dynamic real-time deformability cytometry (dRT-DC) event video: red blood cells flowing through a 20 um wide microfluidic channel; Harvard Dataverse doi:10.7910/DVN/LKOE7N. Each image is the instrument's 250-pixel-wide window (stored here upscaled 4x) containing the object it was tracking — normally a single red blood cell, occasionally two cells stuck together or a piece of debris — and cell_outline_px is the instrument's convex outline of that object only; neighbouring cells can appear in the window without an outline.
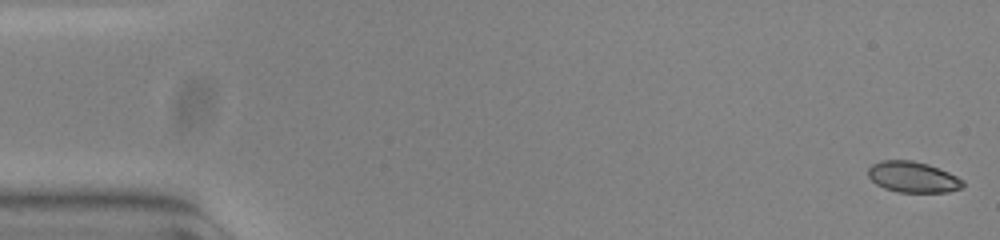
{"species": "common noctule bat (a hibernating species)", "species_latin": "Nyctalus noctula", "temperature_condition": "warm", "stored_images_in_passage": 55, "camera_frame_rate_fps": 3000, "um_per_image_px": 0.085, "animal": {"sex": "female", "body_mass_g": 23.0, "forearm_length_mm": 53.4}, "frame": {"image": 1, "passage_image": 1, "time_ms": 0.0, "image_size_px": [1000, 240], "cell_outline_px": [[964, 188], [948, 192], [896, 192], [884, 188], [876, 184], [868, 176], [868, 168], [872, 164], [880, 160], [912, 160], [928, 164], [948, 172], [964, 180]], "centroid_in_image_um": [77.6, 15.05], "position_along_channel_um": 7.4, "area_um2": 17.22}}
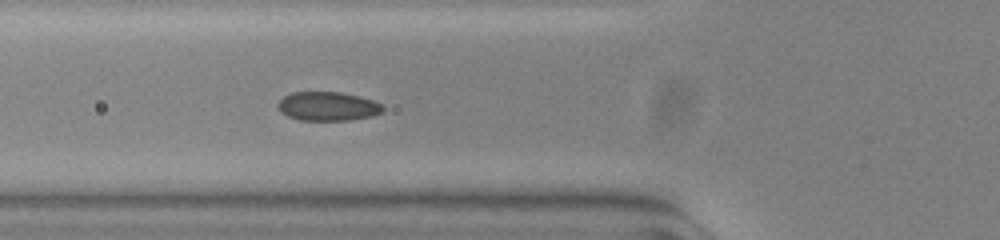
{"frame": {"image": 2, "passage_image": 20, "time_ms": 6.333, "image_size_px": [1000, 240], "cell_outline_px": [[384, 112], [372, 116], [348, 120], [300, 120], [288, 116], [280, 112], [276, 104], [284, 96], [292, 92], [340, 92], [360, 96], [384, 104]], "centroid_in_image_um": [27.88, 9.03], "position_along_channel_um": 97.9, "area_um2": 17.86}}
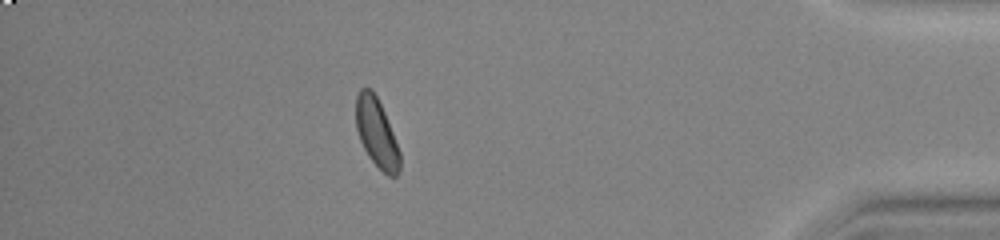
{"frame": {"image": 3, "passage_image": 48, "time_ms": 15.667, "image_size_px": [1000, 240], "cell_outline_px": [[400, 172], [396, 176], [388, 176], [368, 156], [360, 140], [356, 128], [356, 96], [360, 88], [372, 88], [384, 112], [400, 152]], "centroid_in_image_um": [32.0, 11.29], "position_along_channel_um": 403.2, "area_um2": 17.4}, "authors_computed_cell_mechanics": {"area_um2": 17.5712, "velocity_mm_per_s": 3.771, "shape_relaxation_time_tau1_ms": 4.7323, "shape_relaxation_time_tau2_ms": 1.4587, "deformation_change_tau1": 0.1219, "deformation_change_tau2": 0.0582}}